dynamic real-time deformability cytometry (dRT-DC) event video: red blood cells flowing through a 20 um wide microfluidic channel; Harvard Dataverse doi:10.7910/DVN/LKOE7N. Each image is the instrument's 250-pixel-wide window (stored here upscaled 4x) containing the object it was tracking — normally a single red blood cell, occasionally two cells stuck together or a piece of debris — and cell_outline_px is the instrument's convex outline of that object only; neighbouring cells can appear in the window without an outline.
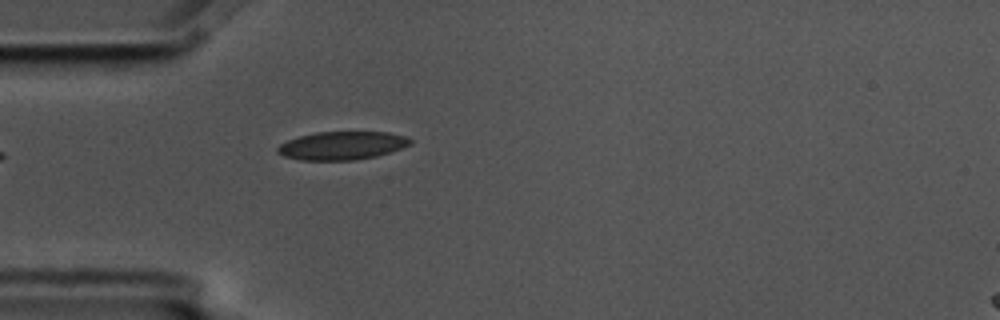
{"species": "common noctule bat (a hibernating species)", "species_latin": "Nyctalus noctula", "temperature_condition": "cold", "stored_images_in_passage": 3, "camera_frame_rate_fps": 3000, "um_per_image_px": 0.085, "animal": {"sex": "male", "body_mass_g": 17.5, "forearm_length_mm": 52.3}, "frame": {"image": 1, "passage_image": 3, "time_ms": 0.667, "image_size_px": [1000, 320], "cell_outline_px": [[412, 144], [376, 156], [356, 160], [300, 160], [284, 156], [276, 152], [276, 148], [280, 144], [288, 140], [300, 136], [316, 132], [388, 132], [404, 136], [412, 140]], "centroid_in_image_um": [29.04, 12.38], "position_along_channel_um": 56.0, "area_um2": 21.73}}